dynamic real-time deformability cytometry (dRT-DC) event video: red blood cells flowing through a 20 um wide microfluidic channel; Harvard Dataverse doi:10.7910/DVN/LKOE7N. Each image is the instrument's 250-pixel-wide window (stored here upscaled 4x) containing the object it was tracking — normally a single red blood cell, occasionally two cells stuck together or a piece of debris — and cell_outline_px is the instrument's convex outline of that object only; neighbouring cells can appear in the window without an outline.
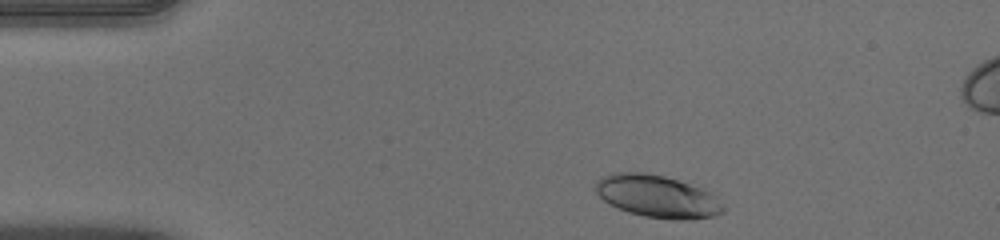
{"species": "human", "species_latin": "Homo sapiens", "temperature_condition": "warm", "stored_images_in_passage": 44, "camera_frame_rate_fps": 3000, "um_per_image_px": 0.085, "donor": {"sex": "male"}, "frame": {"image": 1, "passage_image": 2, "time_ms": 0.333, "image_size_px": [1000, 240], "cell_outline_px": [[724, 212], [716, 216], [692, 220], [672, 220], [644, 216], [628, 212], [616, 208], [608, 204], [596, 192], [596, 180], [600, 176], [612, 172], [644, 172], [664, 176], [700, 188], [708, 192], [724, 208]], "centroid_in_image_um": [55.81, 16.7], "position_along_channel_um": 29.2, "area_um2": 31.5}}
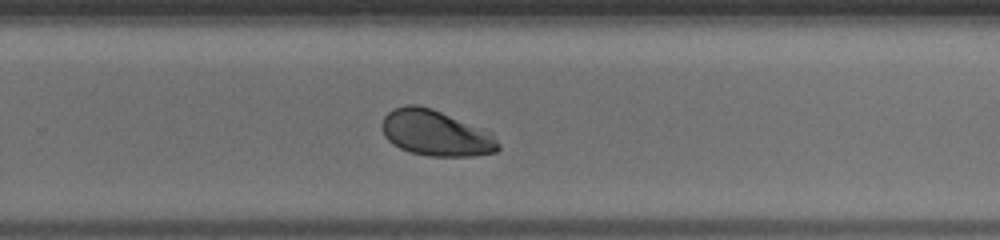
{"frame": {"image": 2, "passage_image": 27, "time_ms": 8.667, "image_size_px": [1000, 240], "cell_outline_px": [[500, 148], [496, 152], [472, 156], [428, 156], [408, 152], [392, 144], [384, 136], [380, 124], [384, 116], [392, 108], [404, 104], [416, 104], [432, 108], [492, 132], [500, 144]], "centroid_in_image_um": [37.02, 11.3], "position_along_channel_um": 292.8, "area_um2": 31.44}}
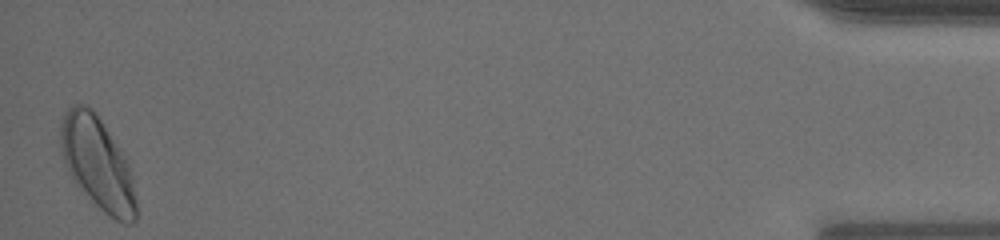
{"frame": {"image": 3, "passage_image": 44, "time_ms": 14.333, "image_size_px": [1000, 240], "cell_outline_px": [[136, 220], [132, 224], [124, 224], [116, 220], [104, 212], [72, 180], [68, 172], [60, 152], [60, 124], [64, 112], [72, 104], [84, 104], [92, 108], [96, 112], [128, 164], [136, 200]], "centroid_in_image_um": [8.25, 13.87], "position_along_channel_um": 427.0, "area_um2": 40.29}, "authors_computed_cell_mechanics": {"area_um2": 31.4721, "velocity_mm_per_s": 3.9374, "shape_relaxation_time_tau1_ms": 2.893, "shape_relaxation_time_tau2_ms": null, "deformation_change_tau1": 0.1172, "deformation_change_tau2": null}}